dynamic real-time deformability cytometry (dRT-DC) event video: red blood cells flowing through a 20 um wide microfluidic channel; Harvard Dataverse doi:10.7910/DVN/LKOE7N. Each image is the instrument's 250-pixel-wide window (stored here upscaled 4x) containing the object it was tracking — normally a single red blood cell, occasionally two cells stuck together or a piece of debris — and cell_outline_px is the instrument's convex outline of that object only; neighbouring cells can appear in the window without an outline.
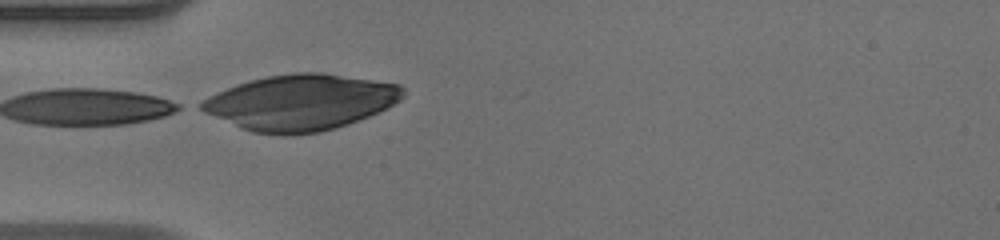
{"species": "human", "species_latin": "Homo sapiens", "temperature_condition": "warm", "stored_images_in_passage": 27, "camera_frame_rate_fps": 3000, "um_per_image_px": 0.085, "donor": {"sex": "male"}, "frame": {"image": 1, "passage_image": 5, "time_ms": 1.333, "image_size_px": [1000, 240], "cell_outline_px": [[404, 96], [400, 100], [388, 108], [348, 124], [336, 128], [320, 132], [292, 136], [284, 136], [252, 132], [240, 128], [204, 112], [196, 108], [196, 104], [208, 96], [228, 88], [252, 80], [268, 76], [292, 72], [320, 72], [400, 84], [404, 88]], "centroid_in_image_um": [25.55, 8.72], "position_along_channel_um": 59.5, "area_um2": 65.6}}